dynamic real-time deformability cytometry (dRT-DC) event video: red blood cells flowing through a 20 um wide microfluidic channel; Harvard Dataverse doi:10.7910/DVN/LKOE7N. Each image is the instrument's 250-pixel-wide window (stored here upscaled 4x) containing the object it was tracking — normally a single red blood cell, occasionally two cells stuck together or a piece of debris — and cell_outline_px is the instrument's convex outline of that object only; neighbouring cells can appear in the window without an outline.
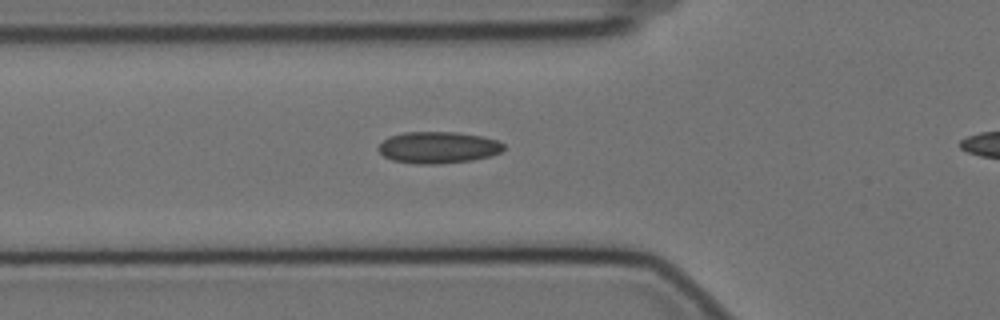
{"species": "Egyptian fruit bat (a non-hibernating species)", "species_latin": "Rousettus aegyptiacus", "temperature_condition": "cold", "stored_images_in_passage": 36, "camera_frame_rate_fps": 3000, "um_per_image_px": 0.085, "animal": {"sex": "female"}, "frame": {"image": 1, "passage_image": 6, "time_ms": 1.667, "image_size_px": [1000, 320], "cell_outline_px": [[504, 148], [500, 152], [492, 156], [472, 160], [440, 164], [416, 164], [392, 160], [384, 156], [376, 148], [388, 136], [404, 132], [456, 132], [480, 136], [496, 140], [504, 144]], "centroid_in_image_um": [37.22, 12.54], "position_along_channel_um": 88.6, "area_um2": 23.18}}
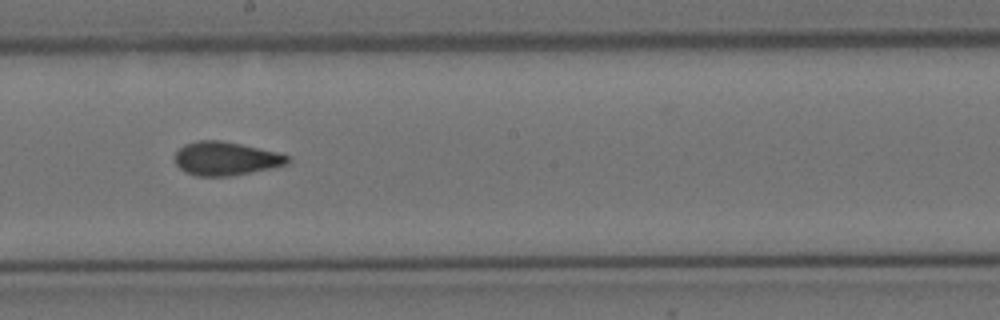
{"frame": {"image": 2, "passage_image": 18, "time_ms": 5.667, "image_size_px": [1000, 320], "cell_outline_px": [[288, 164], [276, 168], [232, 176], [196, 176], [184, 172], [176, 164], [176, 152], [184, 144], [196, 140], [220, 140], [240, 144], [276, 152], [288, 156]], "centroid_in_image_um": [19.19, 13.49], "position_along_channel_um": 229.0, "area_um2": 22.14}}
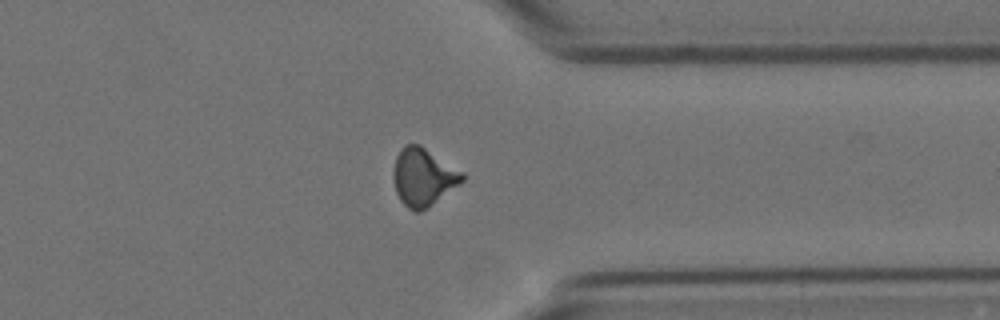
{"frame": {"image": 3, "passage_image": 31, "time_ms": 10.0, "image_size_px": [1000, 320], "cell_outline_px": [[464, 180], [460, 184], [428, 208], [420, 212], [416, 212], [408, 208], [400, 200], [396, 192], [392, 176], [392, 172], [396, 156], [400, 148], [404, 144], [420, 144], [464, 172]], "centroid_in_image_um": [35.97, 15.04], "position_along_channel_um": 375.4, "area_um2": 23.52}}